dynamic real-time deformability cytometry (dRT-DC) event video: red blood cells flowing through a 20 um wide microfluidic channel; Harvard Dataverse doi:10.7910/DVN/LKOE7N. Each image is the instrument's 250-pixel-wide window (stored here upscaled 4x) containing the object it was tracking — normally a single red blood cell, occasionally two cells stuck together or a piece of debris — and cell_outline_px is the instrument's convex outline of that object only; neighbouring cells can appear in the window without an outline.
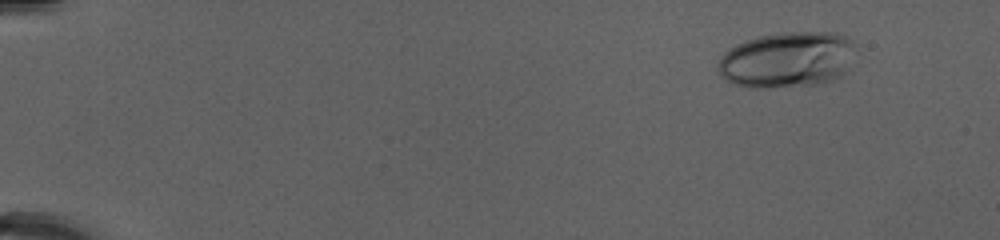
{"species": "human", "species_latin": "Homo sapiens", "temperature_condition": "cold", "stored_images_in_passage": 53, "camera_frame_rate_fps": 3000, "um_per_image_px": 0.085, "donor": {"sex": "female"}, "frame": {"image": 1, "passage_image": 6, "time_ms": 1.667, "image_size_px": [1000, 240], "cell_outline_px": [[856, 44], [848, 68], [840, 76], [832, 80], [816, 84], [768, 88], [752, 88], [736, 84], [720, 76], [716, 68], [720, 56], [728, 48], [736, 44], [760, 36], [780, 32], [836, 32], [852, 40]], "centroid_in_image_um": [66.89, 5.07], "position_along_channel_um": 18.1, "area_um2": 45.03}}
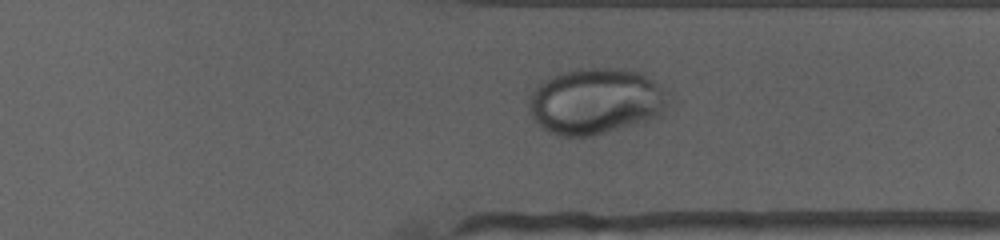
{"frame": {"image": 2, "passage_image": 42, "time_ms": 13.667, "image_size_px": [1000, 240], "cell_outline_px": [[672, 100], [660, 116], [652, 120], [588, 136], [560, 136], [548, 132], [540, 128], [528, 112], [524, 100], [528, 92], [544, 80], [552, 76], [568, 72], [592, 68], [608, 68], [644, 72], [664, 88]], "centroid_in_image_um": [50.61, 8.61], "position_along_channel_um": 360.8, "area_um2": 54.51}}
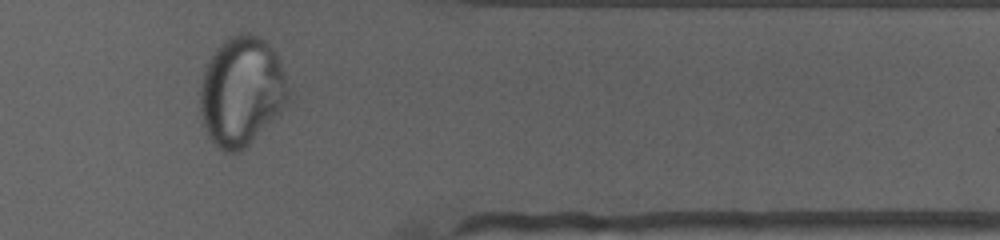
{"frame": {"image": 3, "passage_image": 45, "time_ms": 14.667, "image_size_px": [1000, 240], "cell_outline_px": [[292, 92], [280, 116], [248, 148], [240, 152], [228, 152], [220, 148], [208, 136], [204, 128], [200, 112], [200, 80], [208, 60], [216, 48], [224, 40], [240, 32], [248, 32], [260, 36], [276, 52]], "centroid_in_image_um": [20.57, 7.79], "position_along_channel_um": 390.8, "area_um2": 57.57}}